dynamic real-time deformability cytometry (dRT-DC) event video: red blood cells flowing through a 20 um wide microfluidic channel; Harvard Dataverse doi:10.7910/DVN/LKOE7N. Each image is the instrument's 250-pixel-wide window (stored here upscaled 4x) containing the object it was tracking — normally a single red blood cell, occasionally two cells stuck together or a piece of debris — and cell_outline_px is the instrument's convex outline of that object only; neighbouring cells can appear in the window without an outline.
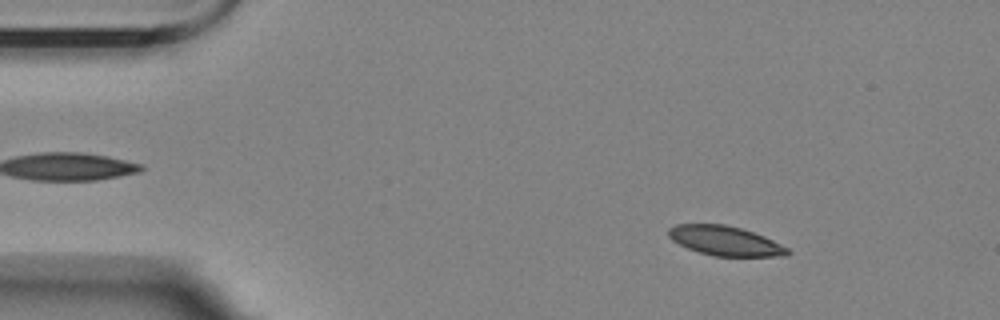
{"species": "Egyptian fruit bat (a non-hibernating species)", "species_latin": "Rousettus aegyptiacus", "temperature_condition": "room temperature", "stored_images_in_passage": 4, "segment_of_instrument_passage": [1, 2], "camera_frame_rate_fps": 3000, "um_per_image_px": 0.085, "animal": {"sex": "female"}, "frame": {"image": 1, "passage_image": 1, "time_ms": 0.0, "image_size_px": [1000, 320], "cell_outline_px": [[792, 252], [788, 256], [712, 256], [688, 248], [672, 240], [668, 236], [668, 228], [676, 224], [724, 224], [740, 228], [764, 236], [788, 248]], "centroid_in_image_um": [61.64, 20.47], "position_along_channel_um": 23.4, "area_um2": 20.4}}
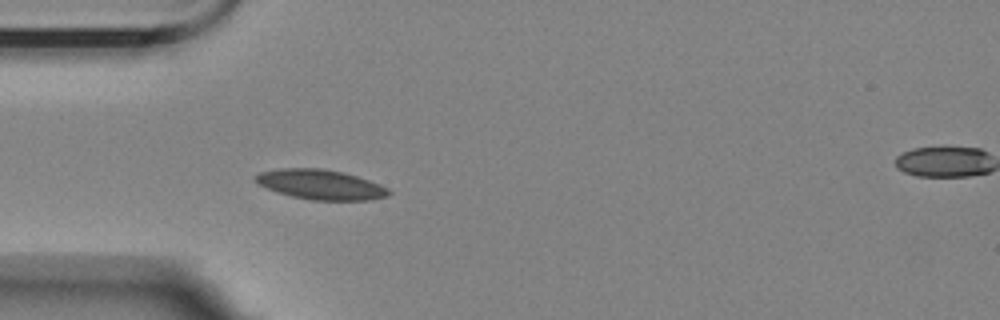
{"frame": {"image": 2, "passage_image": 3, "time_ms": 3.0, "image_size_px": [1000, 320], "cell_outline_px": [[392, 192], [388, 196], [372, 200], [312, 200], [292, 196], [276, 192], [256, 184], [256, 176], [260, 172], [284, 168], [320, 168], [344, 172], [368, 180], [388, 188]], "centroid_in_image_um": [27.26, 15.69], "position_along_channel_um": 57.7, "area_um2": 23.12}}